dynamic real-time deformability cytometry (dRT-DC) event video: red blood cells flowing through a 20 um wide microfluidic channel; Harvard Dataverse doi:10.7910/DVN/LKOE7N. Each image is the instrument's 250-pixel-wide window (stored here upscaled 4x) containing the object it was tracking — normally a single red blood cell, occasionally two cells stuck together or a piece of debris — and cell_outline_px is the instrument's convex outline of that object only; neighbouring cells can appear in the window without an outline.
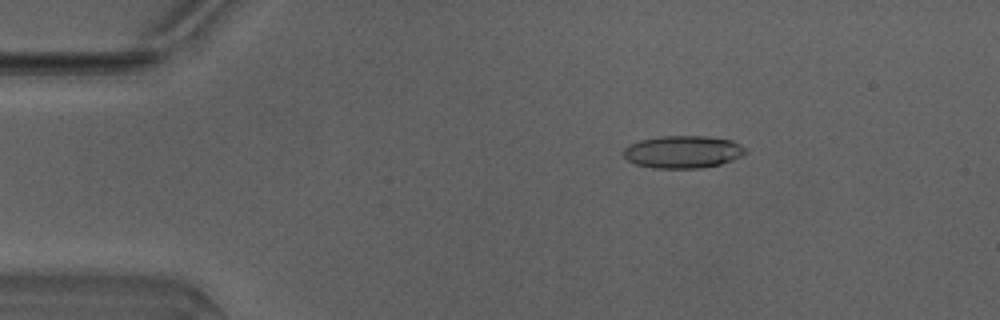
{"species": "Egyptian fruit bat (a non-hibernating species)", "species_latin": "Rousettus aegyptiacus", "temperature_condition": "warm", "stored_images_in_passage": 49, "camera_frame_rate_fps": 3000, "um_per_image_px": 0.085, "animal": {"sex": "male"}, "frame": {"image": 1, "passage_image": 8, "time_ms": 2.333, "image_size_px": [1000, 320], "cell_outline_px": [[744, 152], [740, 156], [732, 160], [720, 164], [700, 168], [652, 168], [636, 164], [628, 160], [624, 156], [624, 148], [628, 144], [640, 140], [660, 136], [708, 136], [732, 140], [740, 144], [744, 148]], "centroid_in_image_um": [58.01, 12.9], "position_along_channel_um": 27.0, "area_um2": 23.0}}
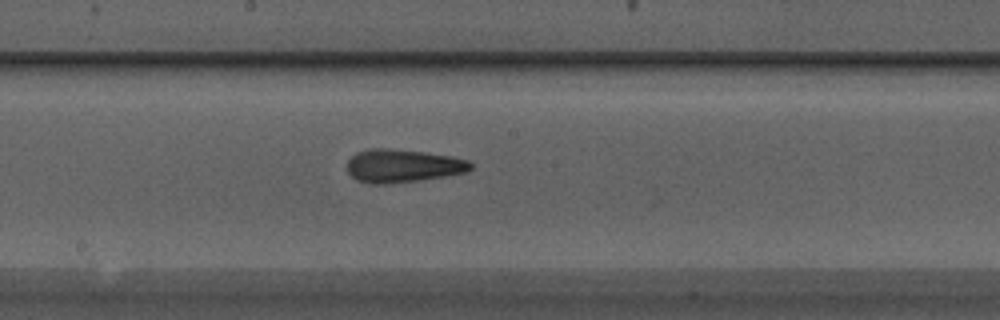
{"frame": {"image": 2, "passage_image": 26, "time_ms": 8.333, "image_size_px": [1000, 320], "cell_outline_px": [[472, 168], [468, 172], [420, 180], [388, 184], [368, 184], [356, 180], [348, 172], [348, 160], [356, 152], [368, 148], [388, 148], [424, 152], [452, 156], [468, 160], [472, 164]], "centroid_in_image_um": [34.22, 14.1], "position_along_channel_um": 214.0, "area_um2": 24.04}}
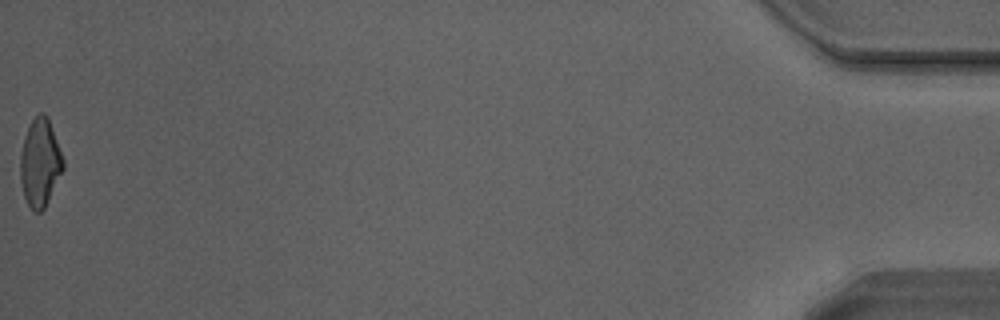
{"frame": {"image": 3, "passage_image": 49, "time_ms": 16.0, "image_size_px": [1000, 320], "cell_outline_px": [[64, 168], [44, 208], [40, 212], [32, 212], [24, 196], [20, 180], [20, 152], [24, 136], [32, 120], [40, 112], [44, 112], [48, 116], [64, 160]], "centroid_in_image_um": [3.39, 13.82], "position_along_channel_um": 431.8, "area_um2": 21.96}, "authors_computed_cell_mechanics": {"area_um2": 22.8888, "velocity_mm_per_s": 4.1971, "shape_relaxation_time_tau1_ms": 7.8056, "shape_relaxation_time_tau2_ms": 2.434, "deformation_change_tau1": 0.2279, "deformation_change_tau2": 0.1264}}